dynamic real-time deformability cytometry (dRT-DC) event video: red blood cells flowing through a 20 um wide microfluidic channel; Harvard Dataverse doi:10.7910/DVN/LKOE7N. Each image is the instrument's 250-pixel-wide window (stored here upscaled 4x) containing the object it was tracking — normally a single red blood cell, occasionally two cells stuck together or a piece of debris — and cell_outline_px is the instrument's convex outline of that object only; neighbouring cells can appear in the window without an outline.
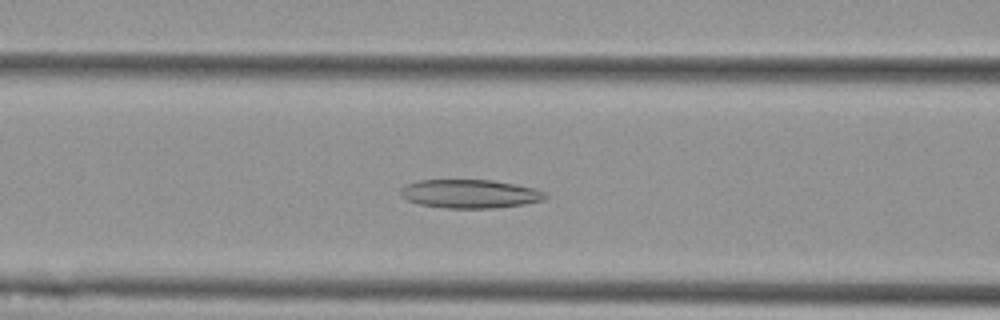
{"species": "Egyptian fruit bat (a non-hibernating species)", "species_latin": "Rousettus aegyptiacus", "temperature_condition": "cold", "stored_images_in_passage": 37, "camera_frame_rate_fps": 3000, "um_per_image_px": 0.085, "animal": {"sex": "female"}, "frame": {"image": 1, "passage_image": 13, "time_ms": 4.0, "image_size_px": [1000, 320], "cell_outline_px": [[548, 196], [544, 200], [524, 204], [496, 208], [448, 208], [420, 204], [408, 200], [400, 196], [400, 188], [404, 184], [420, 180], [492, 180], [536, 188], [548, 192]], "centroid_in_image_um": [39.97, 16.47], "position_along_channel_um": 126.6, "area_um2": 24.33}}
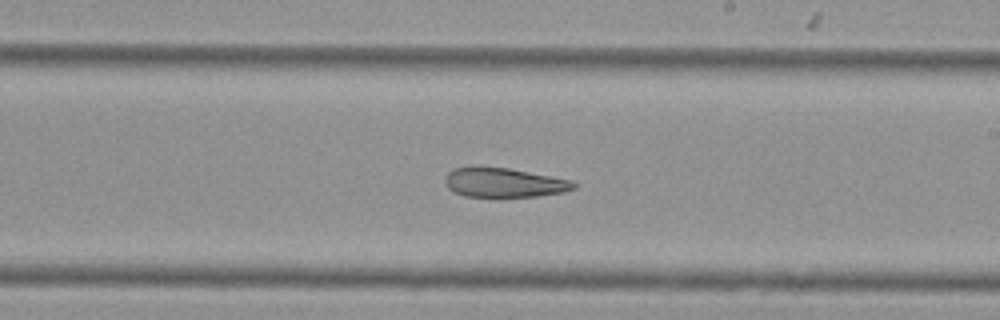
{"frame": {"image": 2, "passage_image": 23, "time_ms": 7.333, "image_size_px": [1000, 320], "cell_outline_px": [[576, 188], [564, 192], [536, 196], [500, 200], [496, 200], [464, 196], [448, 188], [444, 180], [444, 176], [452, 168], [472, 164], [508, 168], [572, 180], [576, 184]], "centroid_in_image_um": [42.76, 15.54], "position_along_channel_um": 246.2, "area_um2": 23.47}}
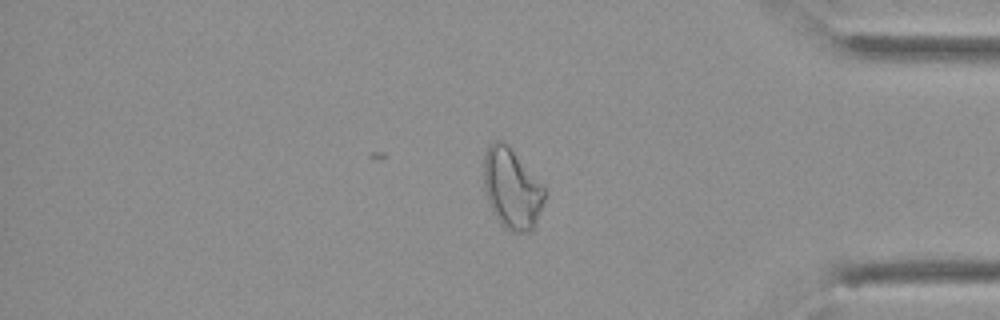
{"frame": {"image": 3, "passage_image": 37, "time_ms": 12.0, "image_size_px": [1000, 320], "cell_outline_px": [[544, 200], [536, 224], [532, 232], [512, 232], [504, 228], [500, 224], [488, 200], [484, 188], [484, 152], [488, 144], [492, 140], [500, 140], [512, 152], [544, 188]], "centroid_in_image_um": [43.47, 16.08], "position_along_channel_um": 391.7, "area_um2": 27.74}, "authors_computed_cell_mechanics": {"area_um2": 23.698, "velocity_mm_per_s": 3.6036, "shape_relaxation_time_tau1_ms": null, "shape_relaxation_time_tau2_ms": 5.0013, "deformation_change_tau1": null, "deformation_change_tau2": 0.1473}}